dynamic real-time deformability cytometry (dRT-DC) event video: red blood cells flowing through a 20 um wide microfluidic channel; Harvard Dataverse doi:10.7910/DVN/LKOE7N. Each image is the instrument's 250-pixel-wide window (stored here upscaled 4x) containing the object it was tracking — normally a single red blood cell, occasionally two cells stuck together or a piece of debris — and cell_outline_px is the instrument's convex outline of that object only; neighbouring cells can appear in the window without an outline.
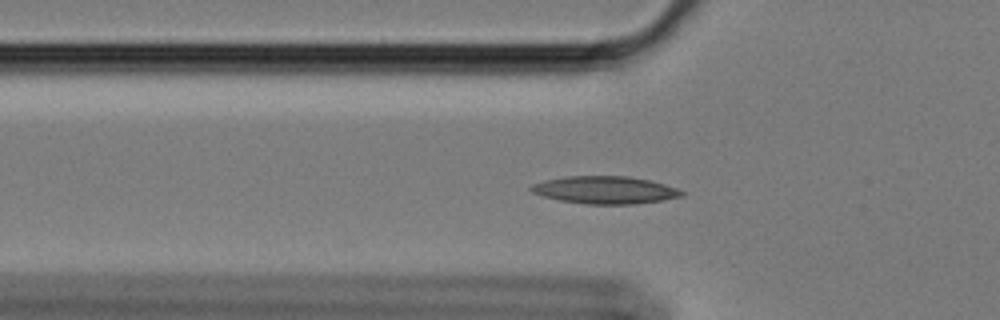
{"species": "Egyptian fruit bat (a non-hibernating species)", "species_latin": "Rousettus aegyptiacus", "temperature_condition": "cold", "stored_images_in_passage": 49, "camera_frame_rate_fps": 3000, "um_per_image_px": 0.085, "animal": {"sex": "female"}, "frame": {"image": 1, "passage_image": 10, "time_ms": 3.0, "image_size_px": [1000, 320], "cell_outline_px": [[684, 196], [664, 200], [636, 204], [584, 204], [560, 200], [544, 196], [532, 192], [528, 188], [532, 184], [544, 180], [568, 176], [628, 176], [648, 180], [664, 184], [676, 188], [684, 192]], "centroid_in_image_um": [51.43, 16.15], "position_along_channel_um": 74.4, "area_um2": 24.16}}
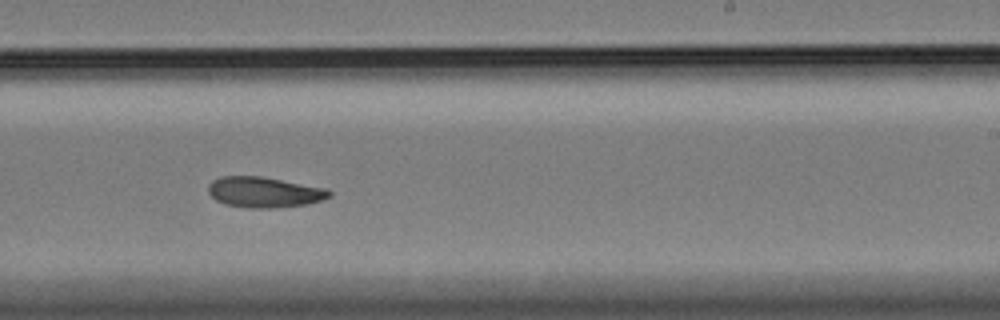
{"frame": {"image": 2, "passage_image": 27, "time_ms": 8.667, "image_size_px": [1000, 320], "cell_outline_px": [[332, 196], [320, 200], [304, 204], [276, 208], [248, 208], [224, 204], [216, 200], [208, 192], [208, 184], [212, 180], [220, 176], [260, 176], [324, 188], [332, 192]], "centroid_in_image_um": [22.4, 16.33], "position_along_channel_um": 266.6, "area_um2": 21.44}}
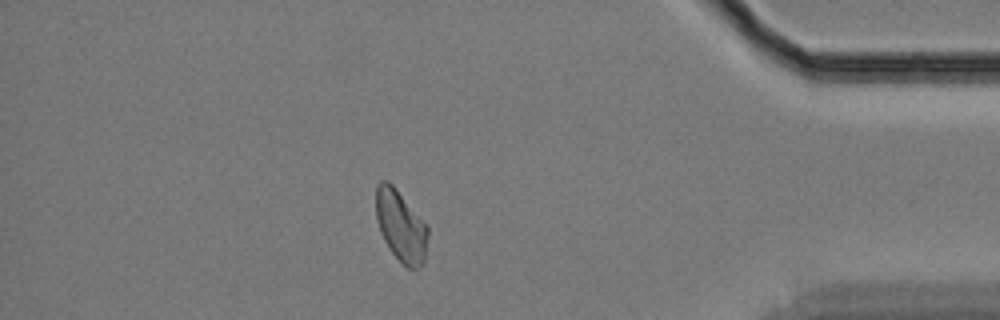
{"frame": {"image": 3, "passage_image": 42, "time_ms": 13.667, "image_size_px": [1000, 320], "cell_outline_px": [[428, 236], [424, 260], [416, 268], [408, 268], [392, 252], [384, 240], [380, 232], [376, 220], [376, 184], [380, 180], [388, 180], [392, 184], [428, 224]], "centroid_in_image_um": [34.06, 19.15], "position_along_channel_um": 401.1, "area_um2": 21.56}, "authors_computed_cell_mechanics": {"area_um2": 21.7906, "velocity_mm_per_s": 3.381, "shape_relaxation_time_tau1_ms": 8.2184, "shape_relaxation_time_tau2_ms": null, "deformation_change_tau1": 0.1686, "deformation_change_tau2": null}}